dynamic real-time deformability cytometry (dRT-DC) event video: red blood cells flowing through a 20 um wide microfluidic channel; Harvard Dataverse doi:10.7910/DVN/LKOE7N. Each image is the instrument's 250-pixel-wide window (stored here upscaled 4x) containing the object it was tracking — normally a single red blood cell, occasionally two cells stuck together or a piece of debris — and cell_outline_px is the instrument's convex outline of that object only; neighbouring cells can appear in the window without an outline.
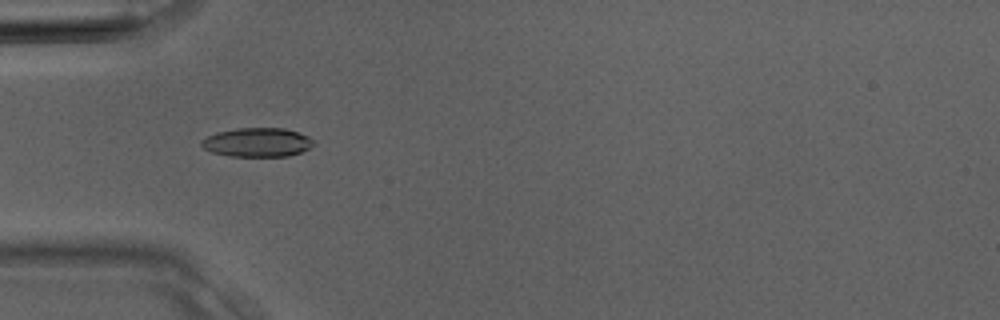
{"species": "Egyptian fruit bat (a non-hibernating species)", "species_latin": "Rousettus aegyptiacus", "temperature_condition": "room temperature", "stored_images_in_passage": 3, "camera_frame_rate_fps": 3000, "um_per_image_px": 0.085, "animal": {"sex": "male"}, "frame": {"image": 1, "passage_image": 3, "time_ms": 0.667, "image_size_px": [1000, 320], "cell_outline_px": [[316, 144], [300, 152], [288, 156], [228, 156], [212, 152], [204, 148], [200, 144], [200, 140], [216, 132], [236, 128], [284, 128], [308, 136], [316, 140]], "centroid_in_image_um": [21.87, 12.09], "position_along_channel_um": 63.1, "area_um2": 19.02}}